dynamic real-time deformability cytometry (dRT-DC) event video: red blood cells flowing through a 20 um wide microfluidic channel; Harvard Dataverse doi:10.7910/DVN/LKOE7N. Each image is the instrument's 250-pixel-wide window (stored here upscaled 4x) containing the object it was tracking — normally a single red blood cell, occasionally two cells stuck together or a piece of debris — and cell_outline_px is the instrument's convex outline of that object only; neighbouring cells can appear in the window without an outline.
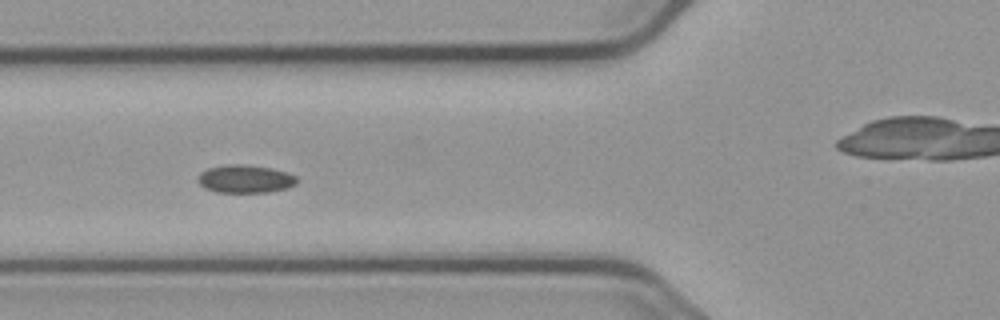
{"species": "common noctule bat (a hibernating species)", "species_latin": "Nyctalus noctula", "temperature_condition": "cold", "stored_images_in_passage": 42, "camera_frame_rate_fps": 3000, "um_per_image_px": 0.085, "animal": {"sex": "male", "body_mass_g": 23.1, "forearm_length_mm": 52.7}, "frame": {"image": 1, "passage_image": 6, "time_ms": 1.667, "image_size_px": [1000, 320], "cell_outline_px": [[300, 180], [296, 184], [288, 188], [268, 192], [216, 192], [204, 188], [196, 180], [196, 176], [200, 172], [208, 168], [228, 164], [244, 164], [272, 168], [288, 172], [296, 176]], "centroid_in_image_um": [20.85, 15.2], "position_along_channel_um": 105.0, "area_um2": 16.47}}
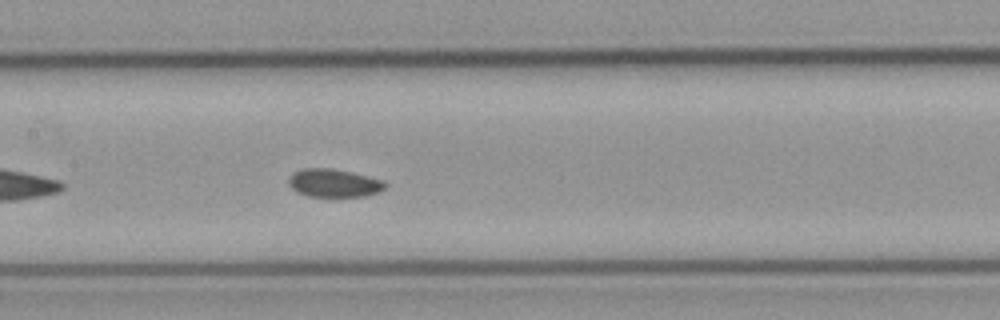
{"frame": {"image": 2, "passage_image": 12, "time_ms": 3.667, "image_size_px": [1000, 320], "cell_outline_px": [[388, 184], [380, 192], [364, 196], [308, 196], [296, 192], [288, 184], [288, 180], [292, 172], [304, 168], [332, 168], [352, 172], [384, 180]], "centroid_in_image_um": [28.38, 15.55], "position_along_channel_um": 179.0, "area_um2": 15.95}}
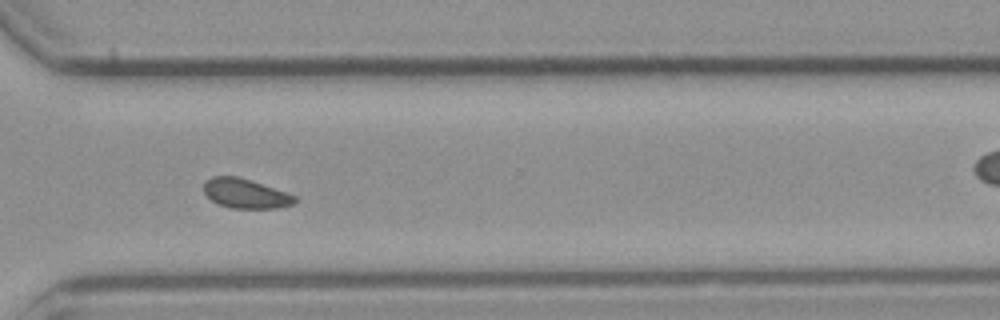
{"frame": {"image": 3, "passage_image": 26, "time_ms": 8.333, "image_size_px": [1000, 320], "cell_outline_px": [[296, 200], [292, 204], [276, 208], [232, 208], [220, 204], [212, 200], [204, 192], [204, 180], [212, 176], [236, 176], [252, 180], [288, 192], [296, 196]], "centroid_in_image_um": [20.87, 16.43], "position_along_channel_um": 349.7, "area_um2": 15.66}}